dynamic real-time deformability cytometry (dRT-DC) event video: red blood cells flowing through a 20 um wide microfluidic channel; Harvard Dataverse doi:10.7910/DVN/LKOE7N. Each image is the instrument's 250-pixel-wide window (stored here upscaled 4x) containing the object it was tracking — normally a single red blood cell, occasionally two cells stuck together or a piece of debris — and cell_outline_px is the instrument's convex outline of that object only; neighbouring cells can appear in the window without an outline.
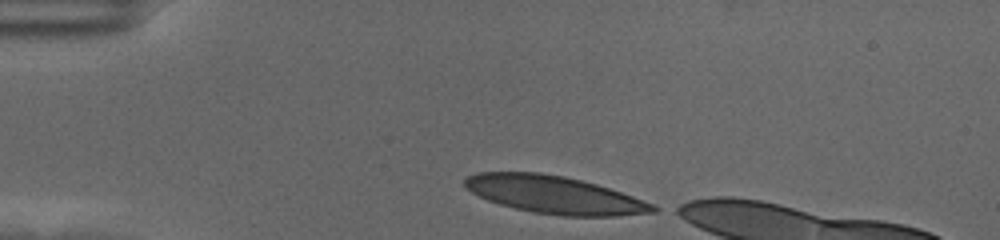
{"species": "human", "species_latin": "Homo sapiens", "temperature_condition": "cold", "stored_images_in_passage": 36, "camera_frame_rate_fps": 3000, "um_per_image_px": 0.085, "donor": {"sex": "female"}, "frame": {"image": 1, "passage_image": 1, "time_ms": 0.0, "image_size_px": [1000, 240], "cell_outline_px": [[660, 208], [656, 212], [616, 216], [564, 216], [532, 212], [500, 204], [488, 200], [472, 192], [464, 184], [464, 180], [468, 176], [476, 172], [540, 172], [564, 176], [596, 184], [632, 196], [652, 204]], "centroid_in_image_um": [47.13, 16.55], "position_along_channel_um": 37.9, "area_um2": 40.92}}
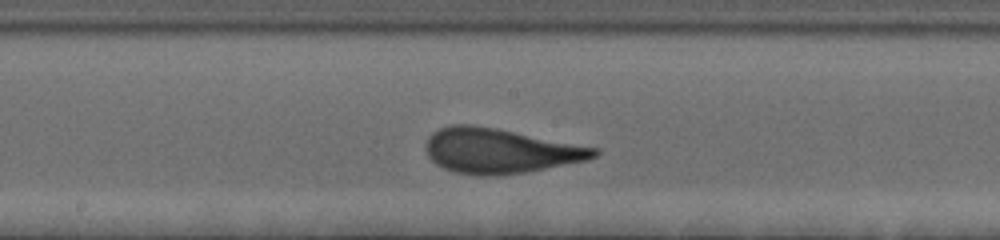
{"frame": {"image": 2, "passage_image": 19, "time_ms": 6.0, "image_size_px": [1000, 240], "cell_outline_px": [[600, 152], [596, 156], [588, 160], [528, 172], [500, 176], [484, 176], [456, 172], [444, 168], [436, 164], [428, 156], [428, 136], [432, 132], [440, 128], [452, 124], [472, 124], [496, 128], [600, 148]], "centroid_in_image_um": [42.54, 12.82], "position_along_channel_um": 205.7, "area_um2": 44.1}}
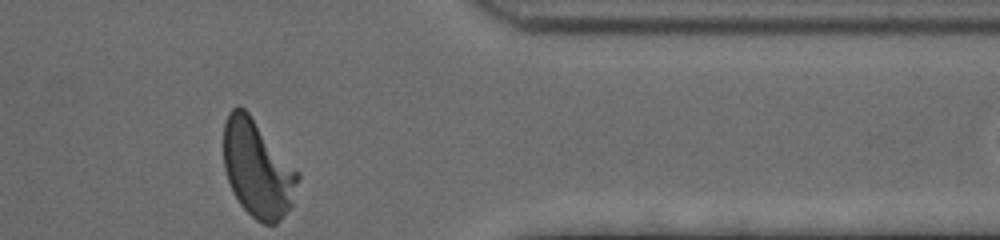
{"frame": {"image": 3, "passage_image": 36, "time_ms": 11.667, "image_size_px": [1000, 240], "cell_outline_px": [[300, 176], [292, 204], [284, 216], [276, 224], [264, 224], [256, 220], [240, 204], [232, 192], [224, 168], [224, 124], [228, 112], [236, 104], [244, 108], [248, 112], [300, 172]], "centroid_in_image_um": [21.89, 14.33], "position_along_channel_um": 389.5, "area_um2": 42.14}, "authors_computed_cell_mechanics": {"area_um2": 42.194, "velocity_mm_per_s": 3.5009, "shape_relaxation_time_tau1_ms": 3.3276, "shape_relaxation_time_tau2_ms": 0.8109, "deformation_change_tau1": 0.1847, "deformation_change_tau2": 0.098}}